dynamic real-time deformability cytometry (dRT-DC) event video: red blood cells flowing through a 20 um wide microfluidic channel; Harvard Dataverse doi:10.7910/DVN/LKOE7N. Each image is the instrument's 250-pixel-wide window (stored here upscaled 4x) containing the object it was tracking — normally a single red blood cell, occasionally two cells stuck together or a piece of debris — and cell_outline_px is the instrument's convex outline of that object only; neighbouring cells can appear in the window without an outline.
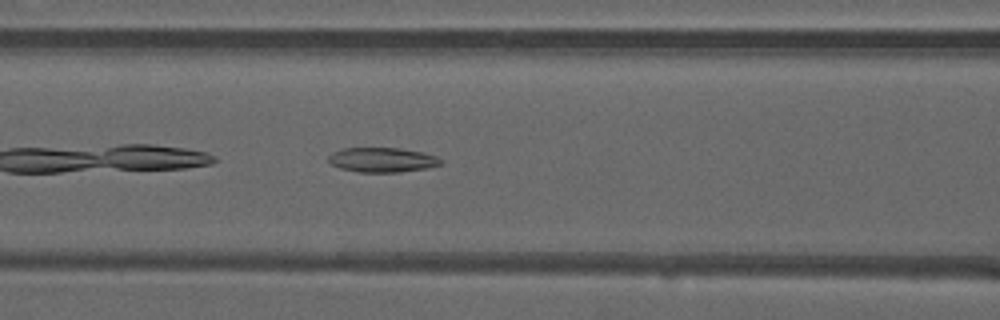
{"species": "common noctule bat (a hibernating species)", "species_latin": "Nyctalus noctula", "temperature_condition": "warm", "stored_images_in_passage": 29, "camera_frame_rate_fps": 3000, "um_per_image_px": 0.085, "animal": {"sex": "male", "forearm_length_mm": 52.5}, "frame": {"image": 1, "passage_image": 6, "time_ms": 1.667, "image_size_px": [1000, 320], "cell_outline_px": [[444, 160], [440, 164], [428, 168], [400, 172], [356, 172], [340, 168], [332, 164], [328, 160], [328, 156], [332, 152], [344, 148], [396, 148], [420, 152], [436, 156]], "centroid_in_image_um": [32.47, 13.59], "position_along_channel_um": 134.1, "area_um2": 16.07}}
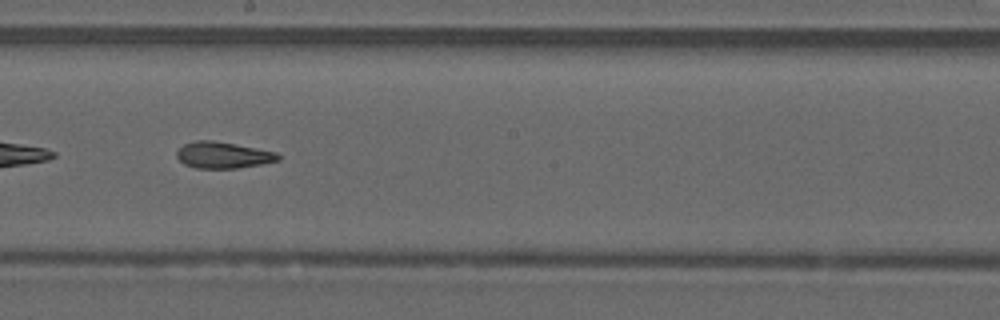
{"frame": {"image": 2, "passage_image": 13, "time_ms": 4.0, "image_size_px": [1000, 320], "cell_outline_px": [[280, 160], [260, 164], [236, 168], [196, 168], [184, 164], [176, 156], [176, 152], [184, 144], [196, 140], [212, 140], [256, 148], [276, 152], [280, 156]], "centroid_in_image_um": [18.94, 13.18], "position_along_channel_um": 229.3, "area_um2": 15.43}}
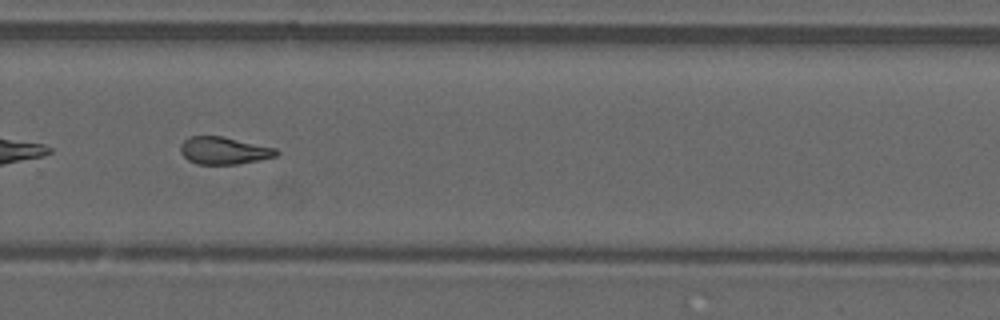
{"frame": {"image": 3, "passage_image": 19, "time_ms": 6.0, "image_size_px": [1000, 320], "cell_outline_px": [[280, 152], [276, 156], [236, 164], [196, 164], [188, 160], [180, 152], [180, 144], [188, 136], [224, 136], [276, 148]], "centroid_in_image_um": [19.0, 12.79], "position_along_channel_um": 310.8, "area_um2": 15.32}}